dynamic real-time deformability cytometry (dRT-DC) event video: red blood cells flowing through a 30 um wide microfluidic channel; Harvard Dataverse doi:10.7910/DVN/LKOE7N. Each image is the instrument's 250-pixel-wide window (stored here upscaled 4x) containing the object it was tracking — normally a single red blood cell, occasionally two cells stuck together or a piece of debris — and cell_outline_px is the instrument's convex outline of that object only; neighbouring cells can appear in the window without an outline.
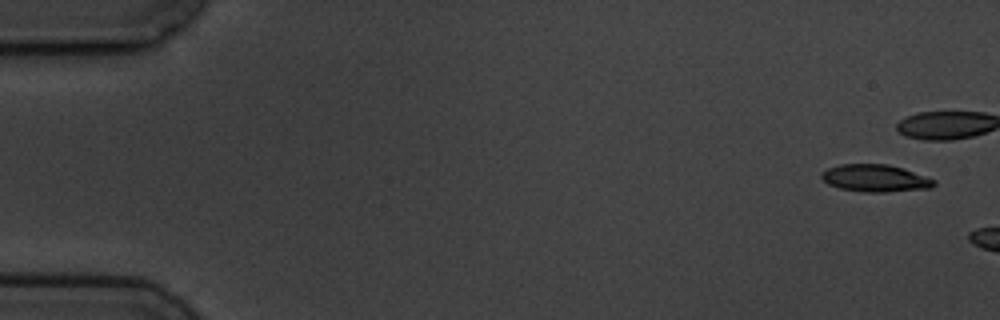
{"species": "common noctule bat (a hibernating species)", "species_latin": "Nyctalus noctula", "temperature_condition": "cold", "stored_images_in_passage": 6, "camera_frame_rate_fps": 3000, "um_per_image_px": 0.085, "animal": {"sex": "male", "body_mass_g": 19.5, "forearm_length_mm": 54.6}, "frame": {"image": 1, "passage_image": 6, "time_ms": 6.667, "image_size_px": [1000, 320], "cell_outline_px": [[936, 184], [932, 188], [884, 192], [864, 192], [840, 188], [828, 184], [820, 176], [820, 172], [828, 168], [840, 164], [888, 164], [904, 168], [936, 180]], "centroid_in_image_um": [74.41, 15.14], "position_along_channel_um": 10.6, "area_um2": 17.98}}